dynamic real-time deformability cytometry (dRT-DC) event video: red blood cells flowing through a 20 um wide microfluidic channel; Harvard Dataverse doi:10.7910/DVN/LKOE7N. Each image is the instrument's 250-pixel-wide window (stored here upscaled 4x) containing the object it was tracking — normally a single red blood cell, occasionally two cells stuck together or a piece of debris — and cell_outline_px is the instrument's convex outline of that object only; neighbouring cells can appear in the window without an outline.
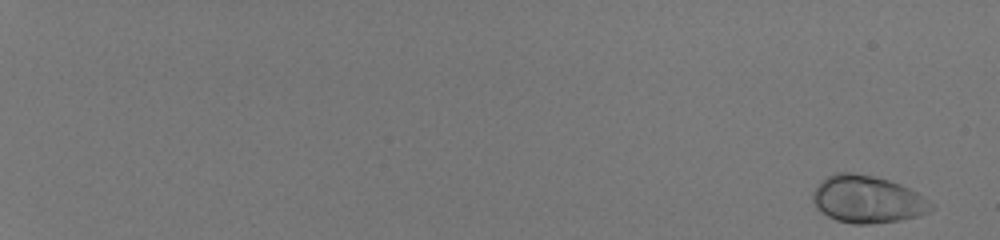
{"species": "human", "species_latin": "Homo sapiens", "temperature_condition": "room temperature", "stored_images_in_passage": 54, "camera_frame_rate_fps": 3000, "um_per_image_px": 0.085, "donor": {"sex": "male"}, "frame": {"image": 1, "passage_image": 1, "time_ms": 0.0, "image_size_px": [1000, 240], "cell_outline_px": [[936, 208], [928, 212], [916, 216], [900, 220], [868, 224], [852, 224], [836, 220], [828, 216], [816, 208], [812, 200], [812, 192], [820, 180], [836, 172], [852, 172], [876, 176], [900, 184], [916, 192], [932, 204]], "centroid_in_image_um": [73.68, 16.94], "position_along_channel_um": 11.3, "area_um2": 32.71}}
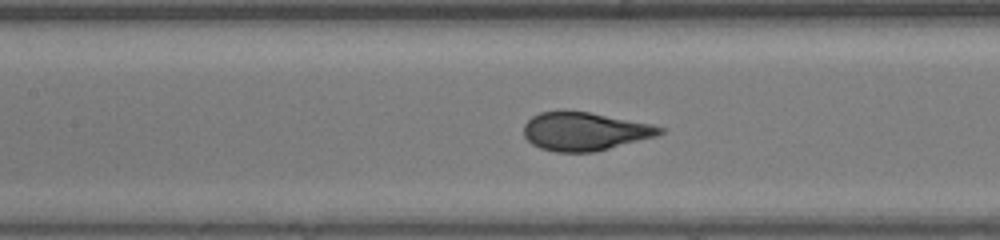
{"frame": {"image": 2, "passage_image": 31, "time_ms": 10.0, "image_size_px": [1000, 240], "cell_outline_px": [[664, 132], [656, 136], [592, 152], [556, 152], [540, 148], [532, 144], [524, 136], [524, 124], [532, 116], [540, 112], [564, 108], [588, 112], [652, 124], [664, 128]], "centroid_in_image_um": [49.64, 11.13], "position_along_channel_um": 157.8, "area_um2": 30.58}}
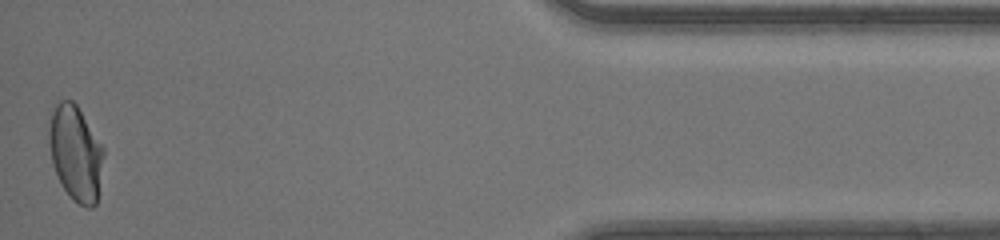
{"frame": {"image": 3, "passage_image": 54, "time_ms": 17.667, "image_size_px": [1000, 240], "cell_outline_px": [[104, 156], [96, 204], [92, 208], [88, 208], [72, 200], [64, 188], [52, 164], [48, 140], [48, 124], [52, 112], [56, 104], [60, 100], [72, 100], [76, 104], [104, 148]], "centroid_in_image_um": [6.42, 13.01], "position_along_channel_um": 428.8, "area_um2": 30.23}, "authors_computed_cell_mechanics": {"area_um2": 30.5762, "velocity_mm_per_s": 4.2063, "shape_relaxation_time_tau1_ms": 3.6263, "shape_relaxation_time_tau2_ms": null, "deformation_change_tau1": 0.1758, "deformation_change_tau2": null}}